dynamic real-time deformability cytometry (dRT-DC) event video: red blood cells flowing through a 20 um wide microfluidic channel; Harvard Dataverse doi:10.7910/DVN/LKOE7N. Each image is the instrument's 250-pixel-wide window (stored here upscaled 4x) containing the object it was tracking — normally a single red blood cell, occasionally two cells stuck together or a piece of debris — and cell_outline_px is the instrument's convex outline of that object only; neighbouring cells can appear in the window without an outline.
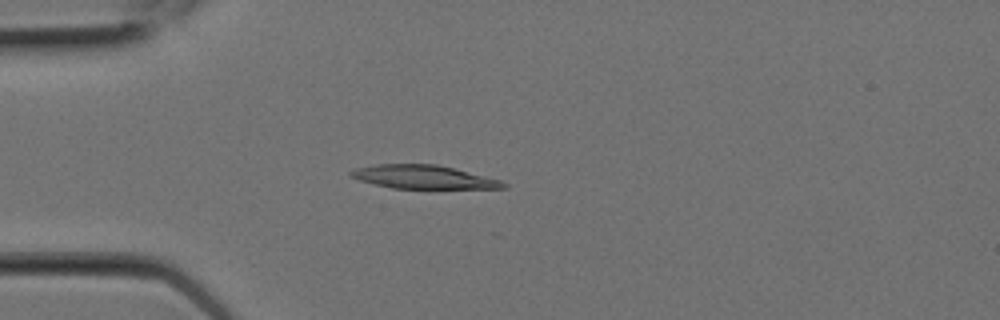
{"species": "Egyptian fruit bat (a non-hibernating species)", "species_latin": "Rousettus aegyptiacus", "temperature_condition": "room temperature", "stored_images_in_passage": 5, "camera_frame_rate_fps": 3000, "um_per_image_px": 0.085, "animal": {"sex": "female"}, "frame": {"image": 1, "passage_image": 2, "time_ms": 0.333, "image_size_px": [1000, 320], "cell_outline_px": [[508, 188], [392, 188], [360, 180], [348, 176], [348, 172], [356, 168], [376, 164], [436, 164], [500, 180], [508, 184]], "centroid_in_image_um": [35.95, 15.04], "position_along_channel_um": 49.0, "area_um2": 20.58}}
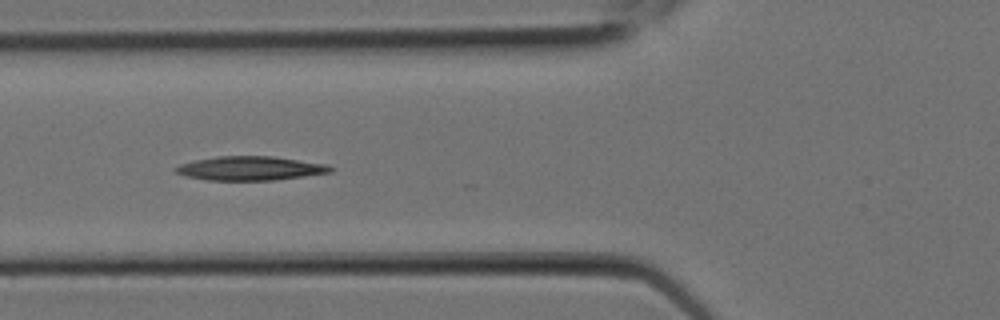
{"frame": {"image": 2, "passage_image": 4, "time_ms": 1.0, "image_size_px": [1000, 320], "cell_outline_px": [[336, 168], [332, 172], [276, 180], [208, 180], [188, 176], [172, 172], [172, 168], [180, 164], [196, 160], [216, 156], [272, 156], [328, 164]], "centroid_in_image_um": [21.28, 14.3], "position_along_channel_um": 104.5, "area_um2": 21.79}}
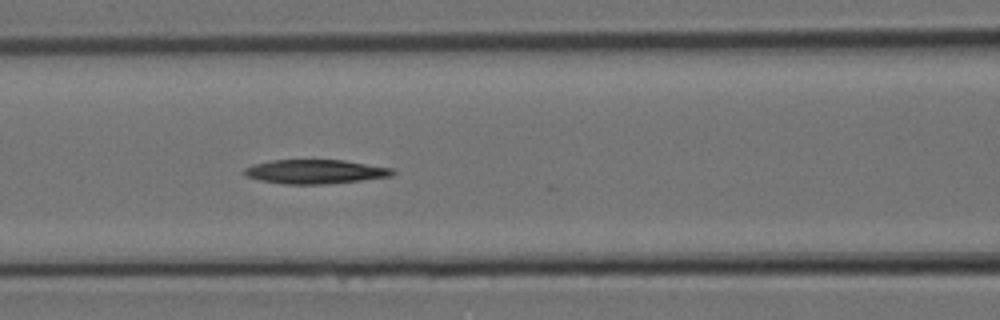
{"frame": {"image": 3, "passage_image": 5, "time_ms": 1.333, "image_size_px": [1000, 320], "cell_outline_px": [[396, 172], [392, 176], [360, 180], [324, 184], [284, 184], [260, 180], [244, 176], [240, 172], [244, 168], [252, 164], [272, 160], [344, 160], [392, 168]], "centroid_in_image_um": [26.73, 14.58], "position_along_channel_um": 139.9, "area_um2": 20.92}}